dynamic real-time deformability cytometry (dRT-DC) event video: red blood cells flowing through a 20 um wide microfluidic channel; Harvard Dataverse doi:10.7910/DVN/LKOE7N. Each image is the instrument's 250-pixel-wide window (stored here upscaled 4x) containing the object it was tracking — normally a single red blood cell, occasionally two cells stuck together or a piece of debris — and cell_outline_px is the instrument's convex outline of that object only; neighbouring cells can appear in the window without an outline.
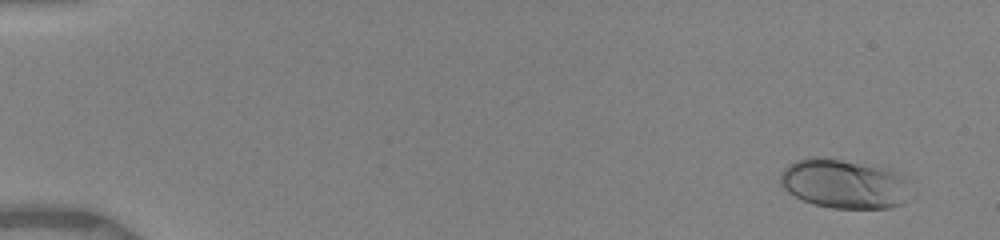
{"species": "human", "species_latin": "Homo sapiens", "temperature_condition": "warm", "stored_images_in_passage": 41, "camera_frame_rate_fps": 3000, "um_per_image_px": 0.085, "donor": {"sex": "female"}, "frame": {"image": 1, "passage_image": 3, "time_ms": 1.0, "image_size_px": [1000, 240], "cell_outline_px": [[904, 204], [888, 208], [832, 208], [812, 204], [788, 192], [780, 184], [780, 172], [788, 164], [796, 160], [808, 156], [824, 156], [888, 168], [896, 172], [900, 176], [904, 200]], "centroid_in_image_um": [71.59, 15.59], "position_along_channel_um": 13.4, "area_um2": 36.93}}
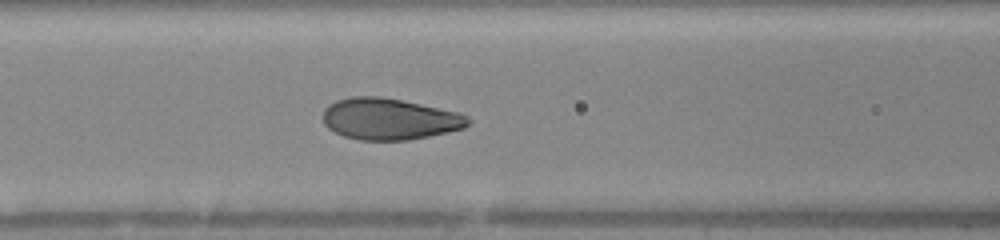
{"frame": {"image": 2, "passage_image": 20, "time_ms": 7.667, "image_size_px": [1000, 240], "cell_outline_px": [[472, 120], [464, 128], [448, 132], [408, 140], [360, 140], [344, 136], [328, 128], [324, 124], [324, 108], [328, 104], [336, 100], [352, 96], [380, 96], [460, 112], [468, 116]], "centroid_in_image_um": [33.11, 10.11], "position_along_channel_um": 133.5, "area_um2": 35.08}}
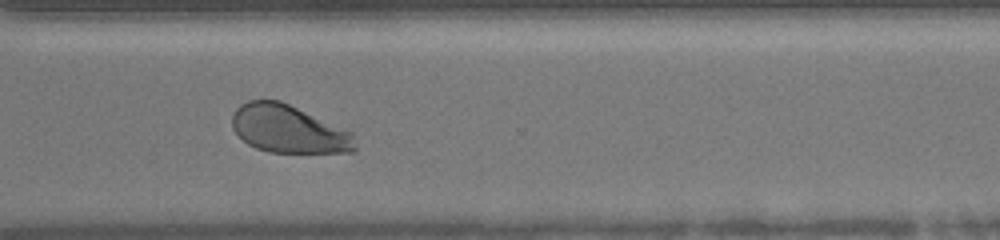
{"frame": {"image": 3, "passage_image": 40, "time_ms": 13.0, "image_size_px": [1000, 240], "cell_outline_px": [[356, 148], [352, 152], [268, 152], [256, 148], [248, 144], [232, 128], [232, 116], [236, 108], [240, 104], [248, 100], [280, 100], [352, 132]], "centroid_in_image_um": [24.5, 10.97], "position_along_channel_um": 346.1, "area_um2": 34.04}}